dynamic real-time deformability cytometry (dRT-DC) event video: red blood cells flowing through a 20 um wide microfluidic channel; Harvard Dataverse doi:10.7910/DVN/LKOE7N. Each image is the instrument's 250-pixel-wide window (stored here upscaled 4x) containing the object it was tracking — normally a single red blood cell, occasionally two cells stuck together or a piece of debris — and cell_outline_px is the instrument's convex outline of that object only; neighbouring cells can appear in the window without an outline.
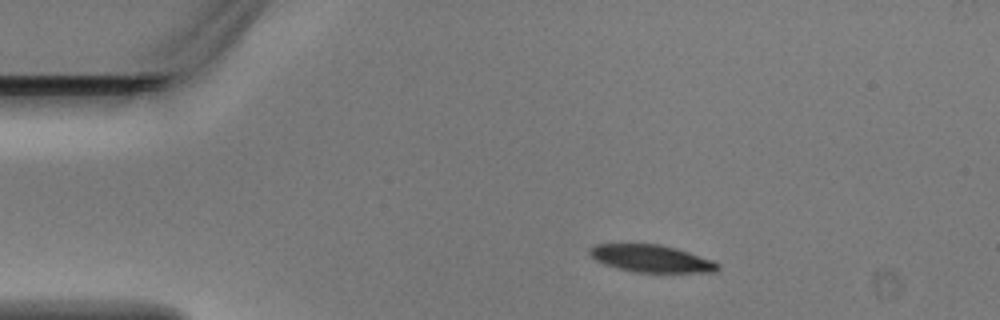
{"species": "Egyptian fruit bat (a non-hibernating species)", "species_latin": "Rousettus aegyptiacus", "temperature_condition": "warm", "stored_images_in_passage": 5, "camera_frame_rate_fps": 3000, "um_per_image_px": 0.085, "animal": {"sex": "male"}, "frame": {"image": 1, "passage_image": 2, "time_ms": 0.333, "image_size_px": [1000, 320], "cell_outline_px": [[720, 268], [716, 272], [636, 272], [616, 268], [604, 264], [596, 260], [588, 252], [588, 248], [596, 244], [660, 244], [676, 248], [712, 260], [720, 264]], "centroid_in_image_um": [55.35, 21.98], "position_along_channel_um": 29.6, "area_um2": 20.35}}
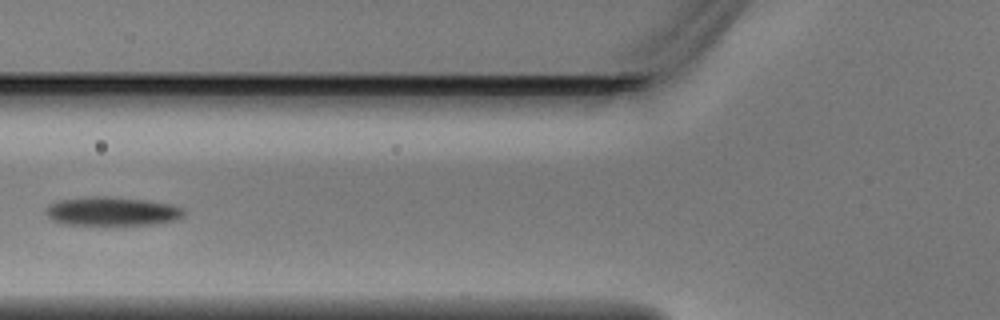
{"frame": {"image": 2, "passage_image": 4, "time_ms": 1.0, "image_size_px": [1000, 320], "cell_outline_px": [[184, 216], [176, 220], [156, 224], [64, 224], [52, 220], [44, 212], [48, 204], [56, 200], [92, 196], [108, 196], [144, 200], [172, 204], [184, 208]], "centroid_in_image_um": [9.51, 17.95], "position_along_channel_um": 116.3, "area_um2": 23.24}}
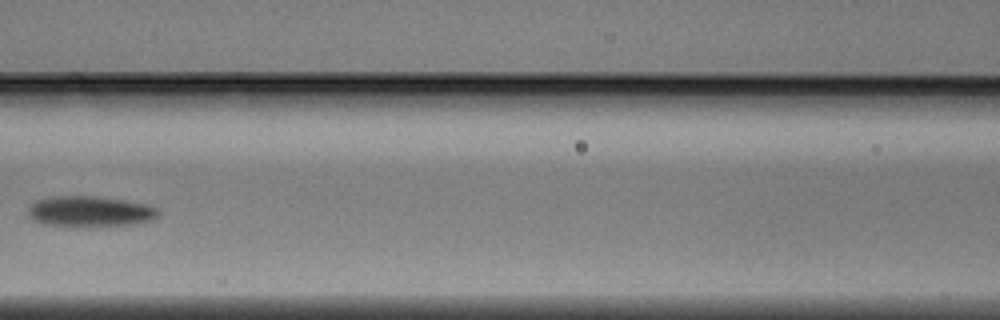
{"frame": {"image": 3, "passage_image": 5, "time_ms": 1.333, "image_size_px": [1000, 320], "cell_outline_px": [[160, 212], [156, 216], [148, 220], [132, 224], [44, 224], [28, 216], [28, 208], [36, 200], [48, 196], [92, 196], [124, 200], [148, 204], [160, 208]], "centroid_in_image_um": [7.65, 17.91], "position_along_channel_um": 159.0, "area_um2": 22.37}}